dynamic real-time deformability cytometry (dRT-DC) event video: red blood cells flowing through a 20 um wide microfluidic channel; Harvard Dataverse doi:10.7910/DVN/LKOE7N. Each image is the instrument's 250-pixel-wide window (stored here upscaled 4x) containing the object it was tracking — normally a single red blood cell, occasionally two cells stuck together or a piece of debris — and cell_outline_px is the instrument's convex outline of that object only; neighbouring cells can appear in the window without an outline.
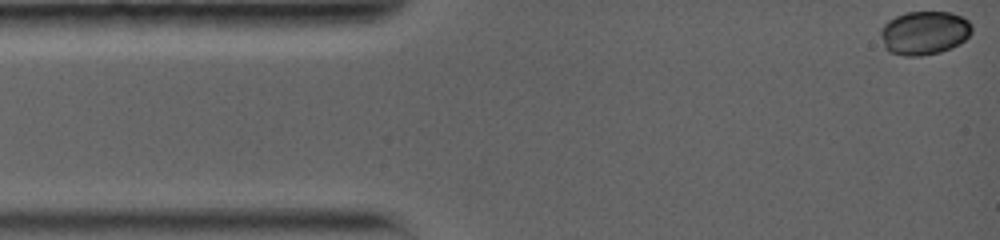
{"species": "common noctule bat (a hibernating species)", "species_latin": "Nyctalus noctula", "temperature_condition": "warm", "stored_images_in_passage": 35, "camera_frame_rate_fps": 5000, "um_per_image_px": 0.085, "animal": {"sex": "female", "body_mass_g": 19.0, "forearm_length_mm": 56.7}, "frame": {"image": 1, "passage_image": 1, "time_ms": 0.0, "image_size_px": [1000, 240], "cell_outline_px": [[972, 32], [960, 44], [952, 48], [940, 52], [920, 56], [904, 56], [888, 52], [884, 48], [880, 36], [880, 32], [884, 24], [888, 20], [896, 16], [908, 12], [952, 12], [964, 16], [972, 24]], "centroid_in_image_um": [78.57, 2.8], "position_along_channel_um": 6.4, "area_um2": 23.58}}
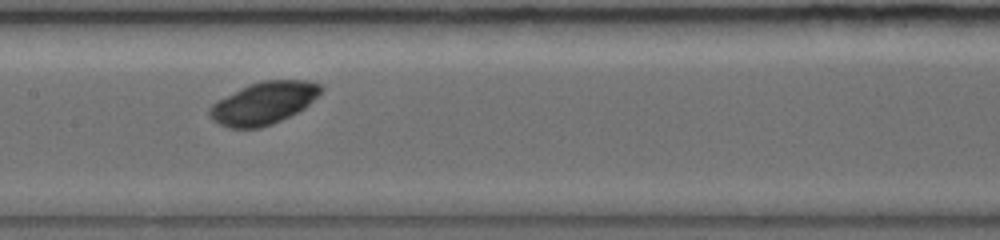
{"frame": {"image": 2, "passage_image": 19, "time_ms": 6.8, "image_size_px": [1000, 240], "cell_outline_px": [[324, 88], [304, 108], [272, 124], [260, 128], [228, 128], [212, 120], [208, 112], [208, 108], [216, 100], [248, 84], [264, 80], [308, 80], [320, 84]], "centroid_in_image_um": [22.37, 8.76], "position_along_channel_um": 185.0, "area_um2": 27.4}}
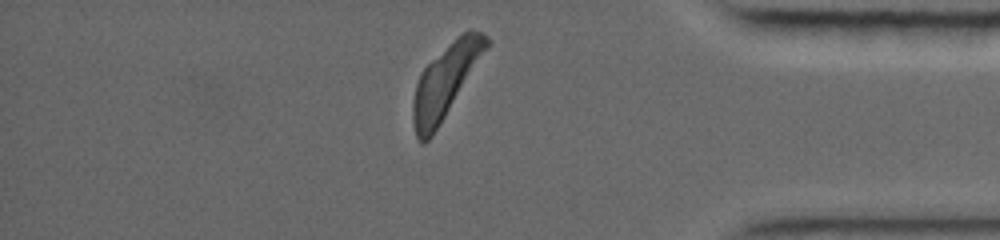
{"frame": {"image": 3, "passage_image": 35, "time_ms": 13.0, "image_size_px": [1000, 240], "cell_outline_px": [[492, 40], [432, 136], [424, 144], [420, 144], [416, 136], [412, 120], [412, 104], [416, 84], [420, 72], [432, 60], [464, 32], [484, 32]], "centroid_in_image_um": [37.82, 6.95], "position_along_channel_um": 397.4, "area_um2": 30.11}, "authors_computed_cell_mechanics": {"area_um2": 26.9348, "velocity_mm_per_s": 3.7837, "shape_relaxation_time_tau1_ms": 0.647, "shape_relaxation_time_tau2_ms": 3.6355, "deformation_change_tau1": 0.0444, "deformation_change_tau2": 0.0818}}